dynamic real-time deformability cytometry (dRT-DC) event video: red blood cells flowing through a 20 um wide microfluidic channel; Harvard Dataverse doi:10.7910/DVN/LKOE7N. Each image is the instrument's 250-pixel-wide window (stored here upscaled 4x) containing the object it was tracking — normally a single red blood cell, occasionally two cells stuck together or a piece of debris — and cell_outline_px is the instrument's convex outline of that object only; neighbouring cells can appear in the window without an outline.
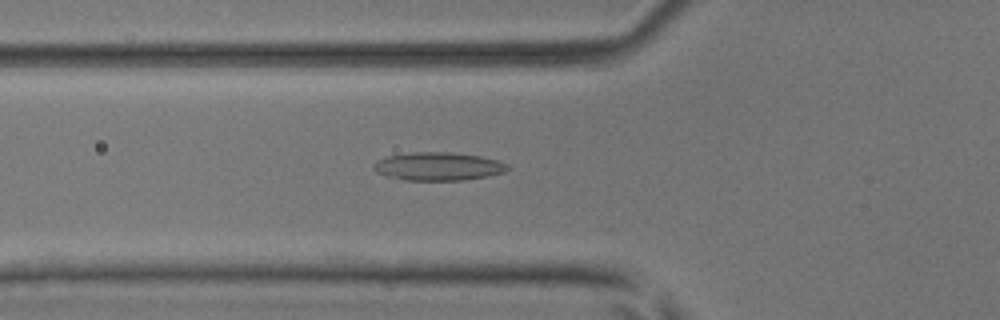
{"species": "common noctule bat (a hibernating species)", "species_latin": "Nyctalus noctula", "temperature_condition": "room temperature", "stored_images_in_passage": 11, "camera_frame_rate_fps": 3000, "um_per_image_px": 0.085, "animal": {"sex": "male", "body_mass_g": 17.9, "forearm_length_mm": 54.2}, "frame": {"image": 1, "passage_image": 2, "time_ms": 0.333, "image_size_px": [1000, 320], "cell_outline_px": [[508, 168], [504, 172], [488, 176], [464, 180], [404, 180], [388, 176], [376, 172], [372, 168], [376, 160], [388, 156], [412, 152], [448, 152], [480, 156], [496, 160], [508, 164]], "centroid_in_image_um": [37.23, 14.14], "position_along_channel_um": 88.6, "area_um2": 21.91}}
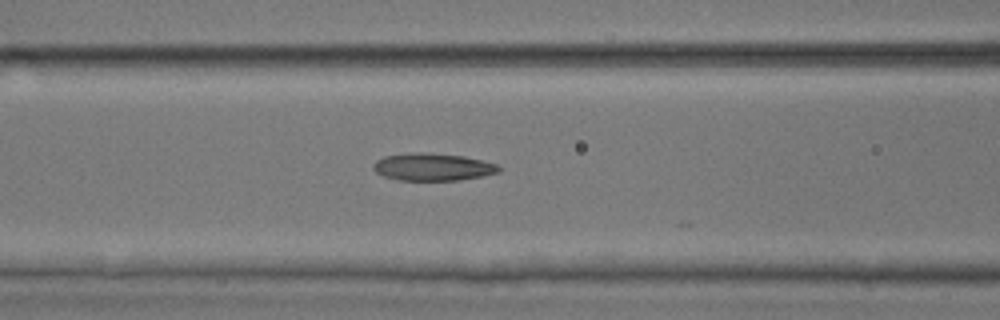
{"frame": {"image": 2, "passage_image": 5, "time_ms": 1.333, "image_size_px": [1000, 320], "cell_outline_px": [[500, 172], [484, 176], [460, 180], [400, 180], [384, 176], [376, 172], [372, 168], [372, 164], [376, 160], [384, 156], [412, 152], [420, 152], [464, 156], [496, 164], [500, 168]], "centroid_in_image_um": [36.76, 14.19], "position_along_channel_um": 129.8, "area_um2": 20.06}}
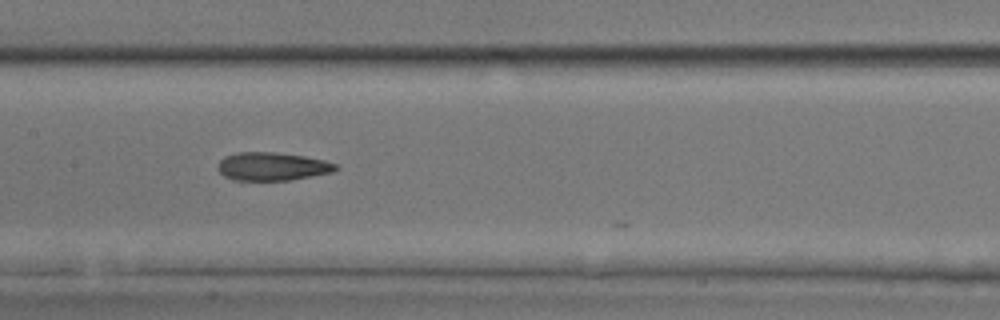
{"frame": {"image": 3, "passage_image": 9, "time_ms": 2.667, "image_size_px": [1000, 320], "cell_outline_px": [[340, 168], [332, 172], [292, 180], [232, 180], [224, 176], [216, 168], [220, 160], [224, 156], [236, 152], [276, 152], [304, 156], [324, 160], [336, 164]], "centroid_in_image_um": [23.12, 14.14], "position_along_channel_um": 184.3, "area_um2": 19.54}}